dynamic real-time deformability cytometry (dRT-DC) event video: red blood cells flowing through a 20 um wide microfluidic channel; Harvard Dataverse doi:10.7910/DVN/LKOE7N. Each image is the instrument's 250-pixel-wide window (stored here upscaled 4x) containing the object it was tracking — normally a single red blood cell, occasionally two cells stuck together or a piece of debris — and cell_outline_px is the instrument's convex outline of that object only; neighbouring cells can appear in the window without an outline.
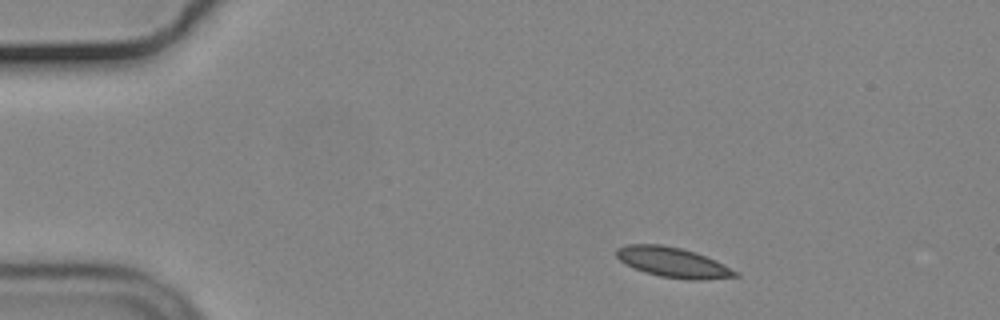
{"species": "common noctule bat (a hibernating species)", "species_latin": "Nyctalus noctula", "temperature_condition": "cold", "stored_images_in_passage": 49, "camera_frame_rate_fps": 3000, "um_per_image_px": 0.085, "animal": {"sex": "male", "body_mass_g": 19.2, "forearm_length_mm": 51.8}, "frame": {"image": 1, "passage_image": 1, "time_ms": 0.0, "image_size_px": [1000, 320], "cell_outline_px": [[740, 276], [700, 280], [692, 280], [660, 276], [644, 272], [620, 260], [616, 256], [616, 248], [624, 244], [660, 244], [680, 248], [696, 252], [716, 260], [740, 272]], "centroid_in_image_um": [57.23, 22.29], "position_along_channel_um": 27.8, "area_um2": 20.81}}
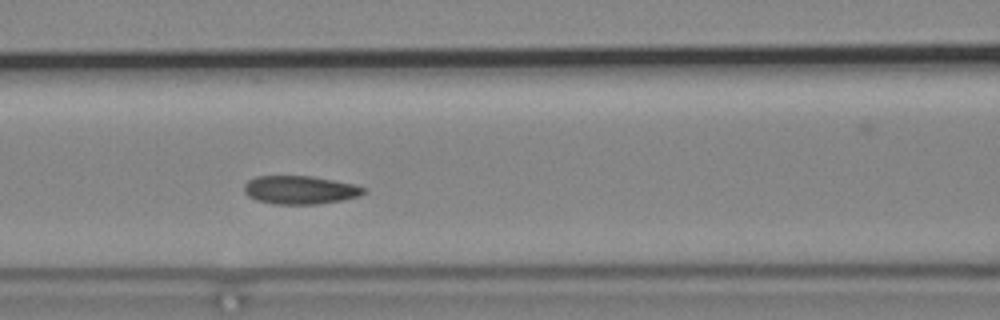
{"frame": {"image": 2, "passage_image": 16, "time_ms": 5.0, "image_size_px": [1000, 320], "cell_outline_px": [[368, 192], [360, 196], [344, 200], [320, 204], [276, 204], [256, 200], [248, 196], [244, 192], [244, 184], [248, 180], [256, 176], [312, 176], [352, 184], [368, 188]], "centroid_in_image_um": [25.53, 16.15], "position_along_channel_um": 141.1, "area_um2": 19.94}}
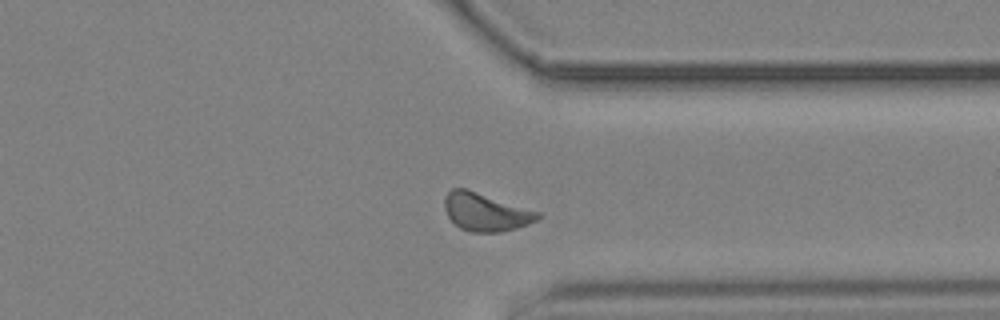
{"frame": {"image": 3, "passage_image": 35, "time_ms": 11.333, "image_size_px": [1000, 320], "cell_outline_px": [[540, 216], [536, 220], [528, 224], [516, 228], [500, 232], [472, 232], [460, 228], [448, 216], [444, 208], [444, 196], [452, 188], [468, 188], [540, 212]], "centroid_in_image_um": [41.26, 18.0], "position_along_channel_um": 370.1, "area_um2": 20.69}, "authors_computed_cell_mechanics": {"area_um2": 19.9988, "velocity_mm_per_s": 3.6413, "shape_relaxation_time_tau1_ms": 5.1421, "shape_relaxation_time_tau2_ms": null, "deformation_change_tau1": 0.0812, "deformation_change_tau2": null}}